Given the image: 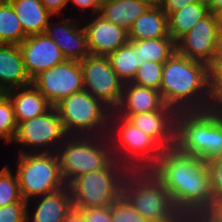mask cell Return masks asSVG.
<instances>
[{"mask_svg": "<svg viewBox=\"0 0 222 222\" xmlns=\"http://www.w3.org/2000/svg\"><path fill=\"white\" fill-rule=\"evenodd\" d=\"M222 7V0H211V13Z\"/></svg>", "mask_w": 222, "mask_h": 222, "instance_id": "cell-45", "label": "cell"}, {"mask_svg": "<svg viewBox=\"0 0 222 222\" xmlns=\"http://www.w3.org/2000/svg\"><path fill=\"white\" fill-rule=\"evenodd\" d=\"M27 201L21 197L9 205L0 207V222H26Z\"/></svg>", "mask_w": 222, "mask_h": 222, "instance_id": "cell-35", "label": "cell"}, {"mask_svg": "<svg viewBox=\"0 0 222 222\" xmlns=\"http://www.w3.org/2000/svg\"><path fill=\"white\" fill-rule=\"evenodd\" d=\"M103 2L104 0H67V6L71 3L75 5L73 7H77L78 11H80L81 14L84 15H81L82 19H85L86 12V18L91 17L95 14H99ZM88 11H90V15L88 14Z\"/></svg>", "mask_w": 222, "mask_h": 222, "instance_id": "cell-37", "label": "cell"}, {"mask_svg": "<svg viewBox=\"0 0 222 222\" xmlns=\"http://www.w3.org/2000/svg\"><path fill=\"white\" fill-rule=\"evenodd\" d=\"M25 70L32 80L40 72L46 71L66 60L54 40L45 33L27 36L20 44Z\"/></svg>", "mask_w": 222, "mask_h": 222, "instance_id": "cell-15", "label": "cell"}, {"mask_svg": "<svg viewBox=\"0 0 222 222\" xmlns=\"http://www.w3.org/2000/svg\"><path fill=\"white\" fill-rule=\"evenodd\" d=\"M196 2L206 7L211 12V0H196Z\"/></svg>", "mask_w": 222, "mask_h": 222, "instance_id": "cell-46", "label": "cell"}, {"mask_svg": "<svg viewBox=\"0 0 222 222\" xmlns=\"http://www.w3.org/2000/svg\"><path fill=\"white\" fill-rule=\"evenodd\" d=\"M122 195L150 222H187L168 190L150 169L129 170L123 181Z\"/></svg>", "mask_w": 222, "mask_h": 222, "instance_id": "cell-4", "label": "cell"}, {"mask_svg": "<svg viewBox=\"0 0 222 222\" xmlns=\"http://www.w3.org/2000/svg\"><path fill=\"white\" fill-rule=\"evenodd\" d=\"M63 222H86L83 214L77 210L72 209L70 213L66 216Z\"/></svg>", "mask_w": 222, "mask_h": 222, "instance_id": "cell-41", "label": "cell"}, {"mask_svg": "<svg viewBox=\"0 0 222 222\" xmlns=\"http://www.w3.org/2000/svg\"><path fill=\"white\" fill-rule=\"evenodd\" d=\"M203 212L213 222H222V199H214Z\"/></svg>", "mask_w": 222, "mask_h": 222, "instance_id": "cell-39", "label": "cell"}, {"mask_svg": "<svg viewBox=\"0 0 222 222\" xmlns=\"http://www.w3.org/2000/svg\"><path fill=\"white\" fill-rule=\"evenodd\" d=\"M129 41L139 49L140 65L146 61L165 63L176 51V42L171 37Z\"/></svg>", "mask_w": 222, "mask_h": 222, "instance_id": "cell-27", "label": "cell"}, {"mask_svg": "<svg viewBox=\"0 0 222 222\" xmlns=\"http://www.w3.org/2000/svg\"><path fill=\"white\" fill-rule=\"evenodd\" d=\"M150 6H160L163 0H144Z\"/></svg>", "mask_w": 222, "mask_h": 222, "instance_id": "cell-47", "label": "cell"}, {"mask_svg": "<svg viewBox=\"0 0 222 222\" xmlns=\"http://www.w3.org/2000/svg\"><path fill=\"white\" fill-rule=\"evenodd\" d=\"M63 15L64 12L61 16H57L61 20L56 22L53 16L44 33L55 41L67 60L81 61L90 55L87 35L82 21L80 22L81 18L76 19L73 16L65 17ZM62 16L63 18H60Z\"/></svg>", "mask_w": 222, "mask_h": 222, "instance_id": "cell-14", "label": "cell"}, {"mask_svg": "<svg viewBox=\"0 0 222 222\" xmlns=\"http://www.w3.org/2000/svg\"><path fill=\"white\" fill-rule=\"evenodd\" d=\"M219 30L222 29V7L217 9L214 13Z\"/></svg>", "mask_w": 222, "mask_h": 222, "instance_id": "cell-44", "label": "cell"}, {"mask_svg": "<svg viewBox=\"0 0 222 222\" xmlns=\"http://www.w3.org/2000/svg\"><path fill=\"white\" fill-rule=\"evenodd\" d=\"M160 93L176 112L212 108L209 66L175 51L163 64Z\"/></svg>", "mask_w": 222, "mask_h": 222, "instance_id": "cell-2", "label": "cell"}, {"mask_svg": "<svg viewBox=\"0 0 222 222\" xmlns=\"http://www.w3.org/2000/svg\"><path fill=\"white\" fill-rule=\"evenodd\" d=\"M21 23L11 5H0V44L19 45L25 38Z\"/></svg>", "mask_w": 222, "mask_h": 222, "instance_id": "cell-28", "label": "cell"}, {"mask_svg": "<svg viewBox=\"0 0 222 222\" xmlns=\"http://www.w3.org/2000/svg\"><path fill=\"white\" fill-rule=\"evenodd\" d=\"M56 154L67 185L77 176L105 168L114 159L107 135L68 136Z\"/></svg>", "mask_w": 222, "mask_h": 222, "instance_id": "cell-7", "label": "cell"}, {"mask_svg": "<svg viewBox=\"0 0 222 222\" xmlns=\"http://www.w3.org/2000/svg\"><path fill=\"white\" fill-rule=\"evenodd\" d=\"M27 204L26 222H63L73 209L68 185L55 192L33 198L27 201Z\"/></svg>", "mask_w": 222, "mask_h": 222, "instance_id": "cell-18", "label": "cell"}, {"mask_svg": "<svg viewBox=\"0 0 222 222\" xmlns=\"http://www.w3.org/2000/svg\"><path fill=\"white\" fill-rule=\"evenodd\" d=\"M210 11L197 2L186 5L180 10L171 13L168 16L169 36L177 42L181 37L190 31V29L201 19L206 17Z\"/></svg>", "mask_w": 222, "mask_h": 222, "instance_id": "cell-25", "label": "cell"}, {"mask_svg": "<svg viewBox=\"0 0 222 222\" xmlns=\"http://www.w3.org/2000/svg\"><path fill=\"white\" fill-rule=\"evenodd\" d=\"M10 0H0V5L1 4H5V3H9Z\"/></svg>", "mask_w": 222, "mask_h": 222, "instance_id": "cell-48", "label": "cell"}, {"mask_svg": "<svg viewBox=\"0 0 222 222\" xmlns=\"http://www.w3.org/2000/svg\"><path fill=\"white\" fill-rule=\"evenodd\" d=\"M176 111L165 104L161 109L139 114H118L148 134L162 149L175 146Z\"/></svg>", "mask_w": 222, "mask_h": 222, "instance_id": "cell-17", "label": "cell"}, {"mask_svg": "<svg viewBox=\"0 0 222 222\" xmlns=\"http://www.w3.org/2000/svg\"><path fill=\"white\" fill-rule=\"evenodd\" d=\"M55 106L65 97L84 90L83 72L79 61L65 60L40 72L31 82Z\"/></svg>", "mask_w": 222, "mask_h": 222, "instance_id": "cell-12", "label": "cell"}, {"mask_svg": "<svg viewBox=\"0 0 222 222\" xmlns=\"http://www.w3.org/2000/svg\"><path fill=\"white\" fill-rule=\"evenodd\" d=\"M170 37L168 32V16L160 6H150L133 23L128 31V40H147Z\"/></svg>", "mask_w": 222, "mask_h": 222, "instance_id": "cell-23", "label": "cell"}, {"mask_svg": "<svg viewBox=\"0 0 222 222\" xmlns=\"http://www.w3.org/2000/svg\"><path fill=\"white\" fill-rule=\"evenodd\" d=\"M205 162L213 199H222V156Z\"/></svg>", "mask_w": 222, "mask_h": 222, "instance_id": "cell-34", "label": "cell"}, {"mask_svg": "<svg viewBox=\"0 0 222 222\" xmlns=\"http://www.w3.org/2000/svg\"><path fill=\"white\" fill-rule=\"evenodd\" d=\"M83 20L90 55L108 56L129 41L128 31L109 22L99 14Z\"/></svg>", "mask_w": 222, "mask_h": 222, "instance_id": "cell-16", "label": "cell"}, {"mask_svg": "<svg viewBox=\"0 0 222 222\" xmlns=\"http://www.w3.org/2000/svg\"><path fill=\"white\" fill-rule=\"evenodd\" d=\"M79 63L84 90L114 111L121 101L124 84L112 69L108 57L88 55Z\"/></svg>", "mask_w": 222, "mask_h": 222, "instance_id": "cell-11", "label": "cell"}, {"mask_svg": "<svg viewBox=\"0 0 222 222\" xmlns=\"http://www.w3.org/2000/svg\"><path fill=\"white\" fill-rule=\"evenodd\" d=\"M17 131V122L14 109L9 97L2 93L0 95V139L5 145L12 143Z\"/></svg>", "mask_w": 222, "mask_h": 222, "instance_id": "cell-29", "label": "cell"}, {"mask_svg": "<svg viewBox=\"0 0 222 222\" xmlns=\"http://www.w3.org/2000/svg\"><path fill=\"white\" fill-rule=\"evenodd\" d=\"M216 58H222V29L218 33Z\"/></svg>", "mask_w": 222, "mask_h": 222, "instance_id": "cell-43", "label": "cell"}, {"mask_svg": "<svg viewBox=\"0 0 222 222\" xmlns=\"http://www.w3.org/2000/svg\"><path fill=\"white\" fill-rule=\"evenodd\" d=\"M77 210L83 214L86 222H112V205Z\"/></svg>", "mask_w": 222, "mask_h": 222, "instance_id": "cell-36", "label": "cell"}, {"mask_svg": "<svg viewBox=\"0 0 222 222\" xmlns=\"http://www.w3.org/2000/svg\"><path fill=\"white\" fill-rule=\"evenodd\" d=\"M42 5L54 16H61L67 8V0H41Z\"/></svg>", "mask_w": 222, "mask_h": 222, "instance_id": "cell-40", "label": "cell"}, {"mask_svg": "<svg viewBox=\"0 0 222 222\" xmlns=\"http://www.w3.org/2000/svg\"><path fill=\"white\" fill-rule=\"evenodd\" d=\"M16 175L22 197L29 201L67 186L56 152L18 153Z\"/></svg>", "mask_w": 222, "mask_h": 222, "instance_id": "cell-9", "label": "cell"}, {"mask_svg": "<svg viewBox=\"0 0 222 222\" xmlns=\"http://www.w3.org/2000/svg\"><path fill=\"white\" fill-rule=\"evenodd\" d=\"M19 45L0 44V92L30 85Z\"/></svg>", "mask_w": 222, "mask_h": 222, "instance_id": "cell-19", "label": "cell"}, {"mask_svg": "<svg viewBox=\"0 0 222 222\" xmlns=\"http://www.w3.org/2000/svg\"><path fill=\"white\" fill-rule=\"evenodd\" d=\"M164 105L160 91L129 82L123 85L121 101L114 111L117 114H139L156 111Z\"/></svg>", "mask_w": 222, "mask_h": 222, "instance_id": "cell-20", "label": "cell"}, {"mask_svg": "<svg viewBox=\"0 0 222 222\" xmlns=\"http://www.w3.org/2000/svg\"><path fill=\"white\" fill-rule=\"evenodd\" d=\"M194 2H196V0H163L160 4V8L167 16H169L171 13Z\"/></svg>", "mask_w": 222, "mask_h": 222, "instance_id": "cell-38", "label": "cell"}, {"mask_svg": "<svg viewBox=\"0 0 222 222\" xmlns=\"http://www.w3.org/2000/svg\"><path fill=\"white\" fill-rule=\"evenodd\" d=\"M107 57L112 69L123 84L133 81L140 66V56L139 49L131 41Z\"/></svg>", "mask_w": 222, "mask_h": 222, "instance_id": "cell-26", "label": "cell"}, {"mask_svg": "<svg viewBox=\"0 0 222 222\" xmlns=\"http://www.w3.org/2000/svg\"><path fill=\"white\" fill-rule=\"evenodd\" d=\"M67 137L59 113L52 106L44 114L18 123L11 144L20 146L18 153L56 152Z\"/></svg>", "mask_w": 222, "mask_h": 222, "instance_id": "cell-10", "label": "cell"}, {"mask_svg": "<svg viewBox=\"0 0 222 222\" xmlns=\"http://www.w3.org/2000/svg\"><path fill=\"white\" fill-rule=\"evenodd\" d=\"M113 157L129 170L150 169L162 154V148L127 118L111 111L107 134Z\"/></svg>", "mask_w": 222, "mask_h": 222, "instance_id": "cell-5", "label": "cell"}, {"mask_svg": "<svg viewBox=\"0 0 222 222\" xmlns=\"http://www.w3.org/2000/svg\"><path fill=\"white\" fill-rule=\"evenodd\" d=\"M150 170L186 218L204 211L214 200L206 162L198 156L183 153L175 146L162 149Z\"/></svg>", "mask_w": 222, "mask_h": 222, "instance_id": "cell-1", "label": "cell"}, {"mask_svg": "<svg viewBox=\"0 0 222 222\" xmlns=\"http://www.w3.org/2000/svg\"><path fill=\"white\" fill-rule=\"evenodd\" d=\"M5 94L12 102L17 124L40 116L52 107L32 83L6 91Z\"/></svg>", "mask_w": 222, "mask_h": 222, "instance_id": "cell-21", "label": "cell"}, {"mask_svg": "<svg viewBox=\"0 0 222 222\" xmlns=\"http://www.w3.org/2000/svg\"><path fill=\"white\" fill-rule=\"evenodd\" d=\"M14 172V173H13ZM22 197L15 171L8 165L0 170V207L9 205Z\"/></svg>", "mask_w": 222, "mask_h": 222, "instance_id": "cell-31", "label": "cell"}, {"mask_svg": "<svg viewBox=\"0 0 222 222\" xmlns=\"http://www.w3.org/2000/svg\"><path fill=\"white\" fill-rule=\"evenodd\" d=\"M163 64L152 61L144 62L139 66L132 83L160 91Z\"/></svg>", "mask_w": 222, "mask_h": 222, "instance_id": "cell-30", "label": "cell"}, {"mask_svg": "<svg viewBox=\"0 0 222 222\" xmlns=\"http://www.w3.org/2000/svg\"><path fill=\"white\" fill-rule=\"evenodd\" d=\"M149 7L144 0H104L99 15L129 31L134 21Z\"/></svg>", "mask_w": 222, "mask_h": 222, "instance_id": "cell-22", "label": "cell"}, {"mask_svg": "<svg viewBox=\"0 0 222 222\" xmlns=\"http://www.w3.org/2000/svg\"><path fill=\"white\" fill-rule=\"evenodd\" d=\"M9 2L26 36L44 33L49 20L54 16L44 8L41 0H10Z\"/></svg>", "mask_w": 222, "mask_h": 222, "instance_id": "cell-24", "label": "cell"}, {"mask_svg": "<svg viewBox=\"0 0 222 222\" xmlns=\"http://www.w3.org/2000/svg\"><path fill=\"white\" fill-rule=\"evenodd\" d=\"M175 147L203 161L222 156V109L180 111L175 117Z\"/></svg>", "mask_w": 222, "mask_h": 222, "instance_id": "cell-3", "label": "cell"}, {"mask_svg": "<svg viewBox=\"0 0 222 222\" xmlns=\"http://www.w3.org/2000/svg\"><path fill=\"white\" fill-rule=\"evenodd\" d=\"M129 169L115 158L103 169L77 176L69 184L73 208L112 205L121 195Z\"/></svg>", "mask_w": 222, "mask_h": 222, "instance_id": "cell-6", "label": "cell"}, {"mask_svg": "<svg viewBox=\"0 0 222 222\" xmlns=\"http://www.w3.org/2000/svg\"><path fill=\"white\" fill-rule=\"evenodd\" d=\"M212 108L222 109V58H215L209 66Z\"/></svg>", "mask_w": 222, "mask_h": 222, "instance_id": "cell-33", "label": "cell"}, {"mask_svg": "<svg viewBox=\"0 0 222 222\" xmlns=\"http://www.w3.org/2000/svg\"><path fill=\"white\" fill-rule=\"evenodd\" d=\"M218 33L215 16L210 12L176 42V51L210 66L216 58Z\"/></svg>", "mask_w": 222, "mask_h": 222, "instance_id": "cell-13", "label": "cell"}, {"mask_svg": "<svg viewBox=\"0 0 222 222\" xmlns=\"http://www.w3.org/2000/svg\"><path fill=\"white\" fill-rule=\"evenodd\" d=\"M55 107L68 136L108 134L111 110L86 90L65 97Z\"/></svg>", "mask_w": 222, "mask_h": 222, "instance_id": "cell-8", "label": "cell"}, {"mask_svg": "<svg viewBox=\"0 0 222 222\" xmlns=\"http://www.w3.org/2000/svg\"><path fill=\"white\" fill-rule=\"evenodd\" d=\"M111 220L112 222H150L143 218L123 195L112 204Z\"/></svg>", "mask_w": 222, "mask_h": 222, "instance_id": "cell-32", "label": "cell"}, {"mask_svg": "<svg viewBox=\"0 0 222 222\" xmlns=\"http://www.w3.org/2000/svg\"><path fill=\"white\" fill-rule=\"evenodd\" d=\"M187 222H213L203 211L187 218Z\"/></svg>", "mask_w": 222, "mask_h": 222, "instance_id": "cell-42", "label": "cell"}]
</instances>
